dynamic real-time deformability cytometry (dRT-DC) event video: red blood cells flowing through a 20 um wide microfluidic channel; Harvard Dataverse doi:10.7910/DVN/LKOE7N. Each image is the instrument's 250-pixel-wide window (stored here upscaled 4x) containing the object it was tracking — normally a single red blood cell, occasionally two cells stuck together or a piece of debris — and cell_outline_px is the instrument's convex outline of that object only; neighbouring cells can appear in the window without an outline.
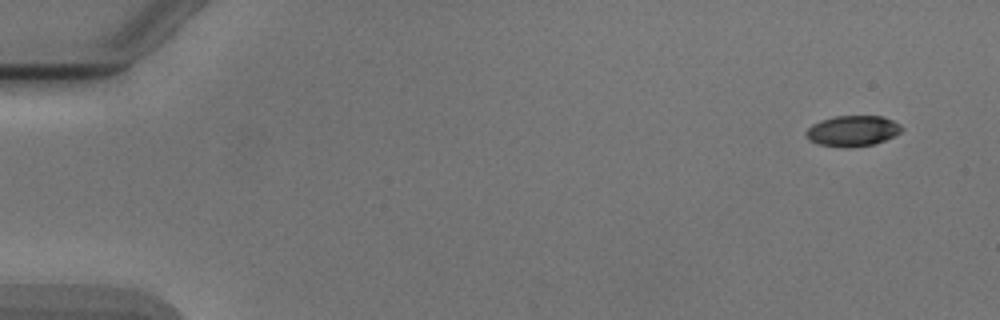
{"species": "Egyptian fruit bat (a non-hibernating species)", "species_latin": "Rousettus aegyptiacus", "temperature_condition": "cold", "stored_images_in_passage": 4, "camera_frame_rate_fps": 3000, "um_per_image_px": 0.085, "animal": {"sex": "male"}, "frame": {"image": 1, "passage_image": 1, "time_ms": 0.0, "image_size_px": [1000, 320], "cell_outline_px": [[904, 128], [900, 132], [884, 140], [872, 144], [816, 144], [808, 140], [804, 132], [812, 124], [820, 120], [836, 116], [884, 116], [900, 124]], "centroid_in_image_um": [72.46, 11.06], "position_along_channel_um": 12.5, "area_um2": 16.36}}